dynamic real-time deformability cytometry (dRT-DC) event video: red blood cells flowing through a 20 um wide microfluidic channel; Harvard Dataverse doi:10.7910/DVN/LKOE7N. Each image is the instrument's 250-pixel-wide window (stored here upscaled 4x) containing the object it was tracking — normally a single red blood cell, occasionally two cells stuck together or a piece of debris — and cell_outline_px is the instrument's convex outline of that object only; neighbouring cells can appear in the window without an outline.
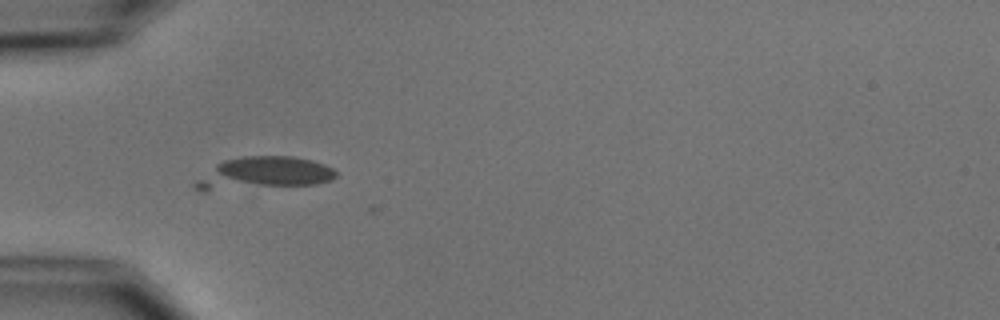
{"species": "common noctule bat (a hibernating species)", "species_latin": "Nyctalus noctula", "temperature_condition": "cold", "stored_images_in_passage": 4, "camera_frame_rate_fps": 3000, "um_per_image_px": 0.085, "animal": {"sex": "male", "body_mass_g": 15.6}, "frame": {"image": 1, "passage_image": 4, "time_ms": 3.333, "image_size_px": [1000, 320], "cell_outline_px": [[336, 176], [332, 180], [316, 184], [208, 192], [200, 192], [192, 188], [192, 184], [196, 180], [216, 164], [224, 160], [244, 156], [292, 156], [312, 160], [324, 164], [332, 168], [336, 172]], "centroid_in_image_um": [22.34, 14.76], "position_along_channel_um": 62.7, "area_um2": 27.17}}